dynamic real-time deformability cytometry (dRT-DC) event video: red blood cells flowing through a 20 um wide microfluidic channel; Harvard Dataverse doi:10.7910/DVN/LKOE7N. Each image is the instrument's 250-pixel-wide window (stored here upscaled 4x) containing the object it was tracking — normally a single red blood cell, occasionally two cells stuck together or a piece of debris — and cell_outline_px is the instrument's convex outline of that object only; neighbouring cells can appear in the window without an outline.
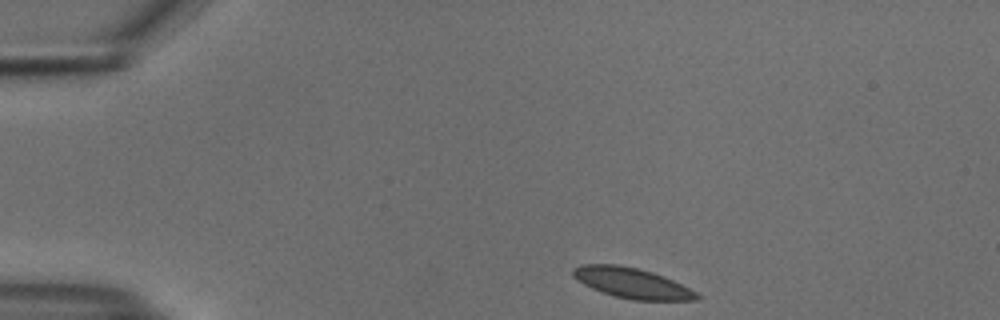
{"species": "common noctule bat (a hibernating species)", "species_latin": "Nyctalus noctula", "temperature_condition": "cold", "stored_images_in_passage": 14, "camera_frame_rate_fps": 3000, "um_per_image_px": 0.085, "animal": {"sex": "male", "body_mass_g": 18.8}, "frame": {"image": 1, "passage_image": 1, "time_ms": 0.0, "image_size_px": [1000, 320], "cell_outline_px": [[700, 300], [632, 300], [612, 296], [592, 288], [584, 284], [572, 276], [572, 268], [580, 264], [616, 264], [636, 268], [652, 272], [672, 280], [696, 292], [700, 296]], "centroid_in_image_um": [53.67, 24.06], "position_along_channel_um": 31.3, "area_um2": 21.79}}
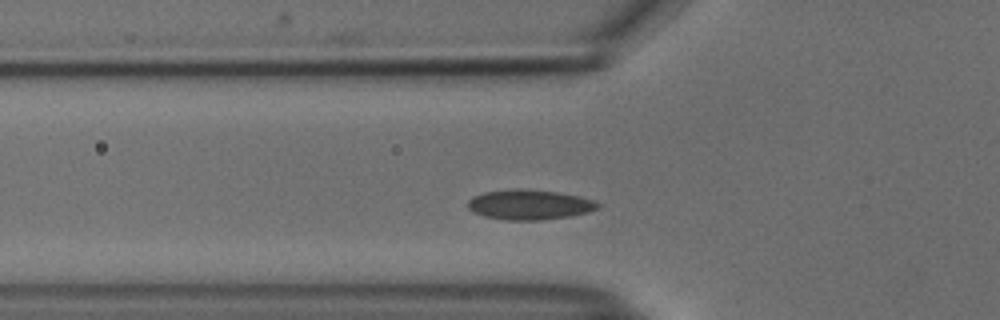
{"frame": {"image": 2, "passage_image": 10, "time_ms": 3.0, "image_size_px": [1000, 320], "cell_outline_px": [[600, 208], [588, 212], [572, 216], [540, 220], [504, 220], [484, 216], [472, 212], [468, 208], [468, 200], [472, 196], [484, 192], [516, 188], [520, 188], [556, 192], [580, 196], [596, 200], [600, 204]], "centroid_in_image_um": [45.01, 17.39], "position_along_channel_um": 80.8, "area_um2": 23.0}}
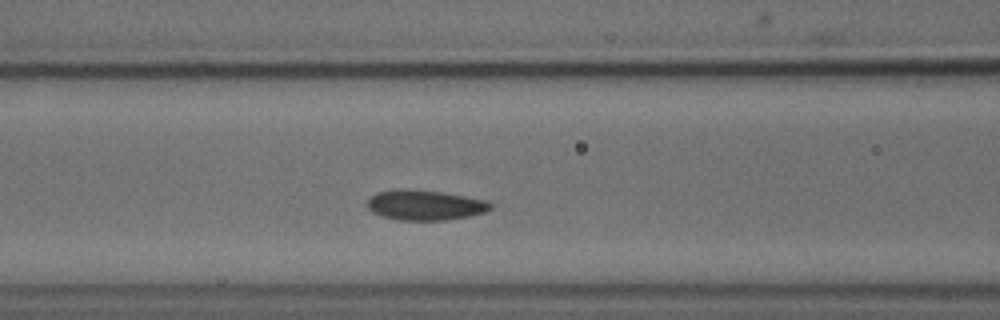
{"frame": {"image": 3, "passage_image": 14, "time_ms": 4.333, "image_size_px": [1000, 320], "cell_outline_px": [[492, 208], [484, 212], [468, 216], [444, 220], [400, 220], [380, 216], [372, 212], [368, 208], [368, 200], [376, 192], [400, 188], [408, 188], [440, 192], [488, 200], [492, 204]], "centroid_in_image_um": [36.1, 17.42], "position_along_channel_um": 130.5, "area_um2": 21.68}}